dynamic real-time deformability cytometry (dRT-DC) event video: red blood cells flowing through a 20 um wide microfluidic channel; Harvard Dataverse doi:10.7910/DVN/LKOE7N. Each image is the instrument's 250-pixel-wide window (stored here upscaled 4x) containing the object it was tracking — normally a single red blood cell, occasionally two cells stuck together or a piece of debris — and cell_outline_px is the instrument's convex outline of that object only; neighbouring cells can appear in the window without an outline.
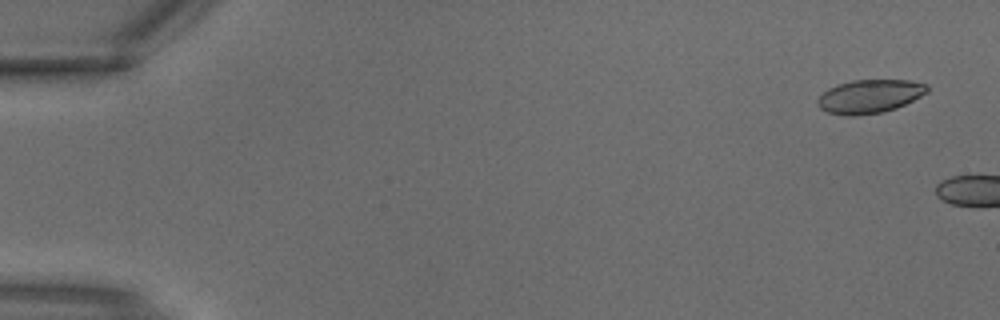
{"species": "common noctule bat (a hibernating species)", "species_latin": "Nyctalus noctula", "temperature_condition": "warm", "stored_images_in_passage": 5, "segment_of_instrument_passage": [1, 2], "camera_frame_rate_fps": 3000, "um_per_image_px": 0.085, "animal": {"sex": "male", "body_mass_g": 18.8}, "frame": {"image": 1, "passage_image": 1, "time_ms": 0.0, "image_size_px": [1000, 320], "cell_outline_px": [[928, 92], [896, 108], [884, 112], [856, 116], [844, 116], [828, 112], [820, 108], [816, 104], [816, 100], [828, 88], [836, 84], [852, 80], [908, 80], [928, 84]], "centroid_in_image_um": [73.89, 8.19], "position_along_channel_um": 11.1, "area_um2": 21.56}}
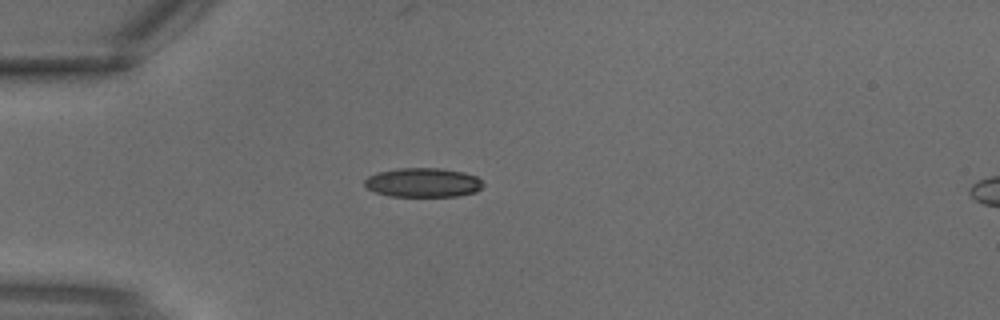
{"frame": {"image": 2, "passage_image": 4, "time_ms": 1.0, "image_size_px": [1000, 320], "cell_outline_px": [[484, 184], [476, 192], [456, 196], [388, 196], [376, 192], [368, 188], [364, 184], [364, 180], [368, 176], [376, 172], [400, 168], [440, 168], [464, 172], [476, 176]], "centroid_in_image_um": [35.95, 15.51], "position_along_channel_um": 49.1, "area_um2": 20.17}}